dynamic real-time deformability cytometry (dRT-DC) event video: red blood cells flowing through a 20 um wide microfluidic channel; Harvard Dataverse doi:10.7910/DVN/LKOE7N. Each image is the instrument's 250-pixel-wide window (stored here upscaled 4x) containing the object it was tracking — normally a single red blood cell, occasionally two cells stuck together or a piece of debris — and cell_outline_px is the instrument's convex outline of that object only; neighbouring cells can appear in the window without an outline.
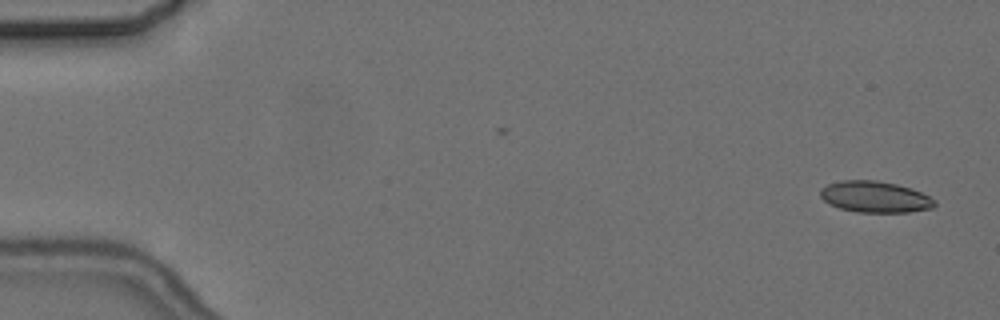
{"species": "common noctule bat (a hibernating species)", "species_latin": "Nyctalus noctula", "temperature_condition": "cold", "stored_images_in_passage": 2, "camera_frame_rate_fps": 3000, "um_per_image_px": 0.085, "animal": {"sex": "female", "body_mass_g": 24.6, "forearm_length_mm": 56.2}, "frame": {"image": 1, "passage_image": 2, "time_ms": 1.667, "image_size_px": [1000, 320], "cell_outline_px": [[936, 204], [932, 208], [908, 212], [856, 212], [840, 208], [824, 200], [820, 196], [820, 188], [828, 184], [840, 180], [876, 180], [896, 184], [912, 188], [936, 200]], "centroid_in_image_um": [74.37, 16.72], "position_along_channel_um": 10.6, "area_um2": 20.81}}